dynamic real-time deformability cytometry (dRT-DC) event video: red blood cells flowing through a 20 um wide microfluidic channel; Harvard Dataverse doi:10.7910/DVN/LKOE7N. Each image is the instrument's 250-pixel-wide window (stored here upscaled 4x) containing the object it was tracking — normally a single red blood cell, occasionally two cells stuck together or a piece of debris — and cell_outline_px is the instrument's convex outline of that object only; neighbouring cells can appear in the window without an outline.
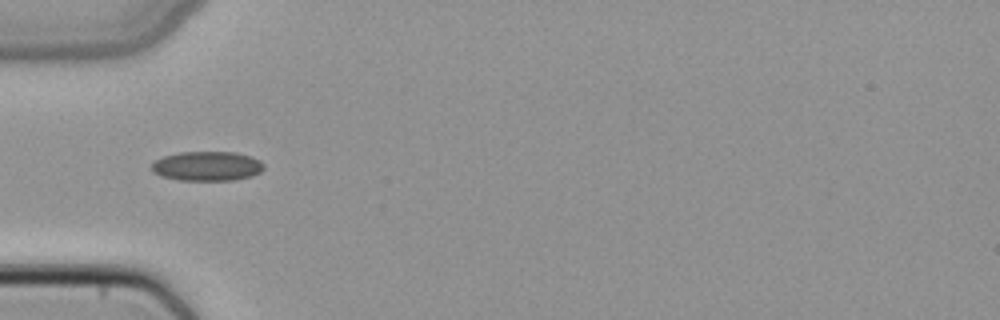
{"species": "common noctule bat (a hibernating species)", "species_latin": "Nyctalus noctula", "temperature_condition": "cold", "stored_images_in_passage": 15, "camera_frame_rate_fps": 3000, "um_per_image_px": 0.085, "animal": {"sex": "female", "body_mass_g": 22.7, "forearm_length_mm": 54.2}, "frame": {"image": 1, "passage_image": 1, "time_ms": 0.0, "image_size_px": [1000, 320], "cell_outline_px": [[264, 168], [260, 172], [252, 176], [232, 180], [180, 180], [160, 176], [152, 172], [152, 164], [156, 160], [164, 156], [180, 152], [236, 152], [252, 156], [260, 160], [264, 164]], "centroid_in_image_um": [17.62, 14.11], "position_along_channel_um": 67.4, "area_um2": 19.36}}
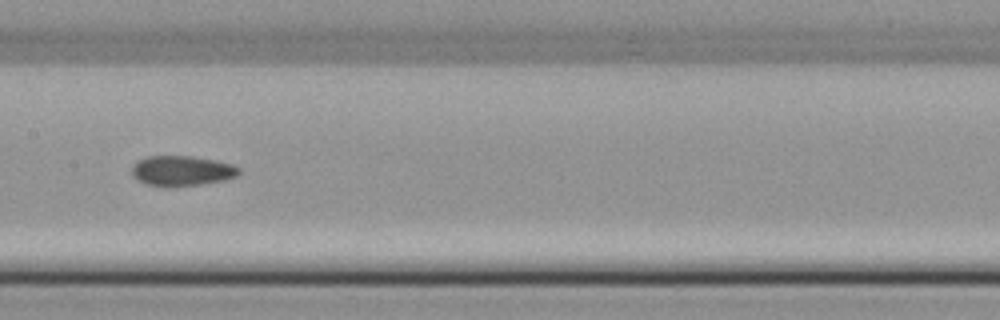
{"frame": {"image": 2, "passage_image": 10, "time_ms": 3.0, "image_size_px": [1000, 320], "cell_outline_px": [[240, 172], [236, 176], [224, 180], [200, 184], [172, 188], [168, 188], [144, 184], [132, 176], [132, 164], [136, 160], [148, 156], [192, 156], [216, 160], [232, 164], [240, 168]], "centroid_in_image_um": [15.41, 14.53], "position_along_channel_um": 192.0, "area_um2": 19.25}}
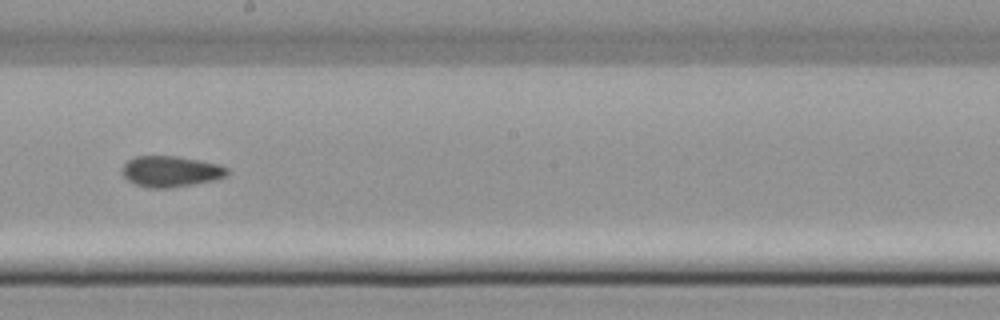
{"frame": {"image": 3, "passage_image": 13, "time_ms": 4.0, "image_size_px": [1000, 320], "cell_outline_px": [[228, 176], [212, 180], [192, 184], [168, 188], [148, 188], [136, 184], [128, 180], [120, 172], [124, 164], [128, 160], [136, 156], [176, 156], [200, 160], [220, 164], [228, 168]], "centroid_in_image_um": [14.51, 14.56], "position_along_channel_um": 233.7, "area_um2": 18.96}}